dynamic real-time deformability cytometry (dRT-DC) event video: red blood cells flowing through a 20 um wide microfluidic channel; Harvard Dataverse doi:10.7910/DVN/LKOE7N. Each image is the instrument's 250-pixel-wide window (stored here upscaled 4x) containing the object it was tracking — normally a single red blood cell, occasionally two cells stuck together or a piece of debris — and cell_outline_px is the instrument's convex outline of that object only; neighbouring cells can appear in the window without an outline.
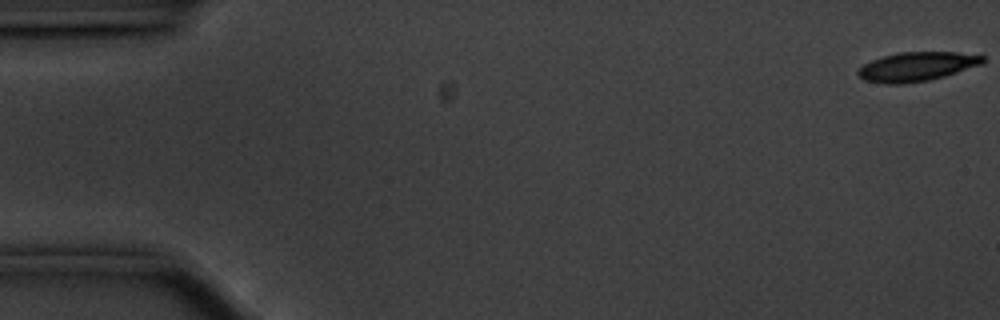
{"species": "common noctule bat (a hibernating species)", "species_latin": "Nyctalus noctula", "temperature_condition": "cold", "stored_images_in_passage": 16, "camera_frame_rate_fps": 3000, "um_per_image_px": 0.085, "animal": {"sex": "male", "body_mass_g": 20.1, "forearm_length_mm": 53.5}, "frame": {"image": 1, "passage_image": 1, "time_ms": 0.0, "image_size_px": [1000, 320], "cell_outline_px": [[984, 60], [980, 64], [944, 76], [928, 80], [904, 84], [884, 84], [864, 80], [856, 72], [864, 64], [872, 60], [884, 56], [900, 52], [956, 52], [984, 56]], "centroid_in_image_um": [77.88, 5.66], "position_along_channel_um": 7.1, "area_um2": 20.87}}
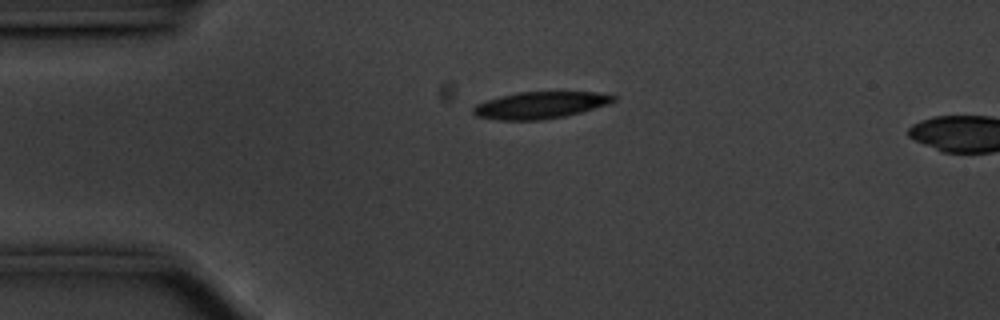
{"frame": {"image": 2, "passage_image": 13, "time_ms": 4.0, "image_size_px": [1000, 320], "cell_outline_px": [[616, 100], [608, 104], [580, 112], [564, 116], [544, 120], [496, 120], [476, 116], [472, 112], [472, 108], [476, 104], [484, 100], [500, 96], [520, 92], [596, 92], [616, 96]], "centroid_in_image_um": [45.87, 8.94], "position_along_channel_um": 39.1, "area_um2": 21.96}}